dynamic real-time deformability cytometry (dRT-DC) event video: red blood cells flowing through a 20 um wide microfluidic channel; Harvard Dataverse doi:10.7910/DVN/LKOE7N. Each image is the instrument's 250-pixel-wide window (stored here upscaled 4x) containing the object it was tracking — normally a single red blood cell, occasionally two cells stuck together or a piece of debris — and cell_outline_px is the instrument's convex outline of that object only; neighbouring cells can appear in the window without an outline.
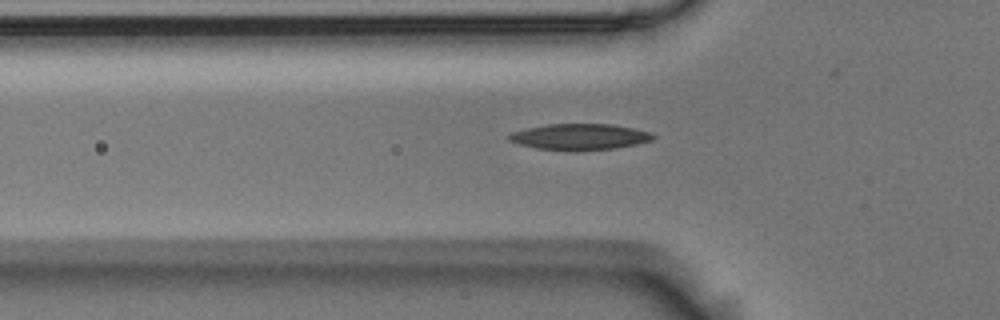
{"species": "Egyptian fruit bat (a non-hibernating species)", "species_latin": "Rousettus aegyptiacus", "temperature_condition": "room temperature", "stored_images_in_passage": 4, "camera_frame_rate_fps": 3000, "um_per_image_px": 0.085, "animal": {"sex": "male"}, "frame": {"image": 1, "passage_image": 4, "time_ms": 1.0, "image_size_px": [1000, 320], "cell_outline_px": [[656, 136], [652, 140], [636, 144], [612, 148], [576, 152], [572, 152], [536, 148], [520, 144], [508, 140], [508, 136], [512, 132], [528, 128], [548, 124], [612, 124], [636, 128], [652, 132]], "centroid_in_image_um": [49.3, 11.64], "position_along_channel_um": 76.5, "area_um2": 22.14}}